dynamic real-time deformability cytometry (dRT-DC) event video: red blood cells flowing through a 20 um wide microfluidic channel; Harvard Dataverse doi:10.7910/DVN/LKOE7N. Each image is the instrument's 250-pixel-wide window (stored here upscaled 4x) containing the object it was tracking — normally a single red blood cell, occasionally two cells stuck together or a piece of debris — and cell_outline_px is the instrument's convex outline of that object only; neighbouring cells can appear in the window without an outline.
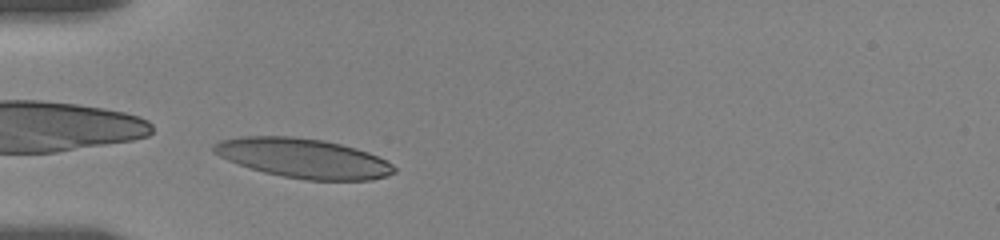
{"species": "human", "species_latin": "Homo sapiens", "temperature_condition": "room temperature", "stored_images_in_passage": 10, "camera_frame_rate_fps": 3000, "um_per_image_px": 0.085, "donor": {"sex": "female"}, "frame": {"image": 1, "passage_image": 4, "time_ms": 1.667, "image_size_px": [1000, 240], "cell_outline_px": [[396, 172], [388, 176], [372, 180], [308, 180], [284, 176], [264, 172], [228, 160], [212, 152], [212, 144], [220, 140], [240, 136], [292, 136], [324, 140], [356, 148], [368, 152], [388, 160], [396, 168]], "centroid_in_image_um": [25.81, 13.44], "position_along_channel_um": 59.2, "area_um2": 41.62}}
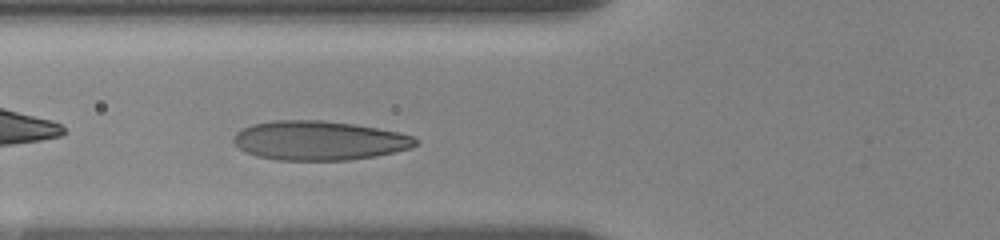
{"frame": {"image": 2, "passage_image": 6, "time_ms": 3.0, "image_size_px": [1000, 240], "cell_outline_px": [[420, 144], [412, 148], [376, 156], [348, 160], [276, 160], [256, 156], [240, 148], [232, 140], [236, 132], [252, 124], [276, 120], [320, 120], [352, 124], [400, 132], [412, 136], [420, 140]], "centroid_in_image_um": [27.16, 11.95], "position_along_channel_um": 98.6, "area_um2": 41.67}}
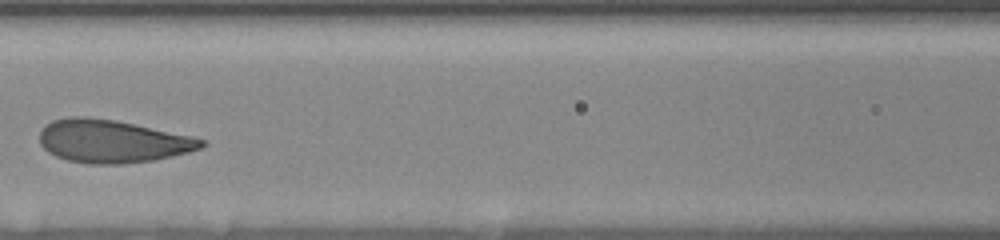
{"frame": {"image": 3, "passage_image": 9, "time_ms": 4.667, "image_size_px": [1000, 240], "cell_outline_px": [[208, 144], [204, 148], [172, 156], [152, 160], [124, 164], [88, 164], [68, 160], [56, 156], [48, 152], [40, 144], [40, 132], [52, 120], [68, 116], [88, 116], [116, 120], [192, 136], [204, 140]], "centroid_in_image_um": [9.56, 12.0], "position_along_channel_um": 157.0, "area_um2": 40.63}}